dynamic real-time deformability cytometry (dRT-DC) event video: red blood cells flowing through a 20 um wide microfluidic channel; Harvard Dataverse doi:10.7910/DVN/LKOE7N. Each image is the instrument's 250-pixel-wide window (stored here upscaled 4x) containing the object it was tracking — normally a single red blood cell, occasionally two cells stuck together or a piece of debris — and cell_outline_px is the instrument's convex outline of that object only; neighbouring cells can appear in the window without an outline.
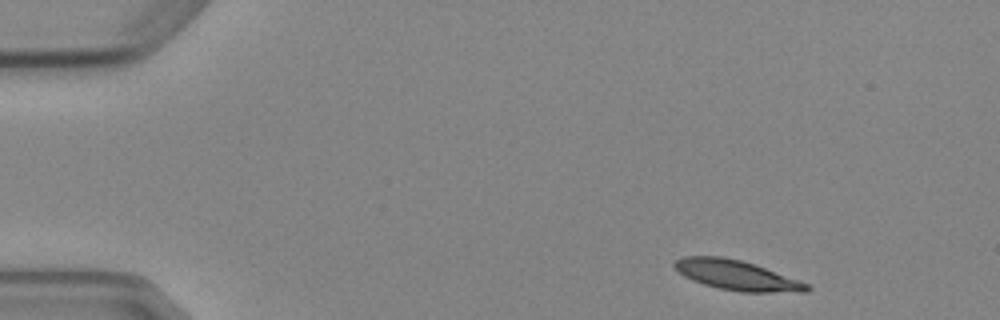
{"species": "Egyptian fruit bat (a non-hibernating species)", "species_latin": "Rousettus aegyptiacus", "temperature_condition": "cold", "stored_images_in_passage": 3, "camera_frame_rate_fps": 3000, "um_per_image_px": 0.085, "animal": {"sex": "female"}, "frame": {"image": 1, "passage_image": 1, "time_ms": 0.0, "image_size_px": [1000, 320], "cell_outline_px": [[812, 288], [808, 292], [740, 292], [720, 288], [704, 284], [692, 280], [684, 276], [672, 264], [676, 260], [684, 256], [724, 256], [740, 260], [764, 268], [808, 284]], "centroid_in_image_um": [62.6, 23.4], "position_along_channel_um": 22.4, "area_um2": 22.66}}
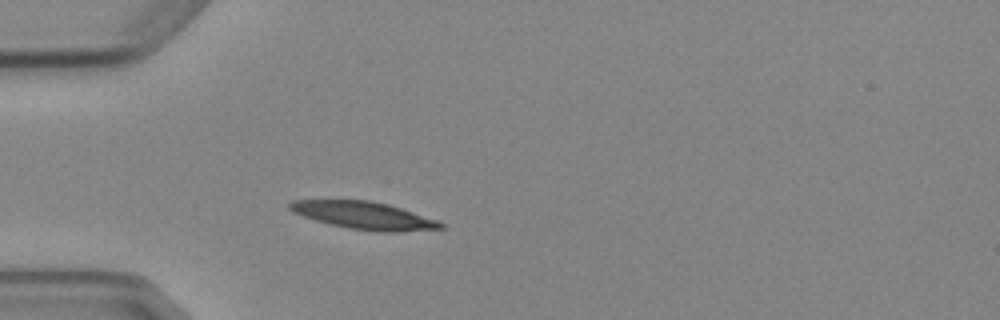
{"frame": {"image": 2, "passage_image": 3, "time_ms": 3.0, "image_size_px": [1000, 320], "cell_outline_px": [[444, 228], [396, 232], [376, 232], [348, 228], [316, 220], [292, 212], [288, 208], [288, 204], [292, 200], [372, 200], [388, 204], [436, 220], [444, 224]], "centroid_in_image_um": [30.91, 18.31], "position_along_channel_um": 54.1, "area_um2": 23.99}}